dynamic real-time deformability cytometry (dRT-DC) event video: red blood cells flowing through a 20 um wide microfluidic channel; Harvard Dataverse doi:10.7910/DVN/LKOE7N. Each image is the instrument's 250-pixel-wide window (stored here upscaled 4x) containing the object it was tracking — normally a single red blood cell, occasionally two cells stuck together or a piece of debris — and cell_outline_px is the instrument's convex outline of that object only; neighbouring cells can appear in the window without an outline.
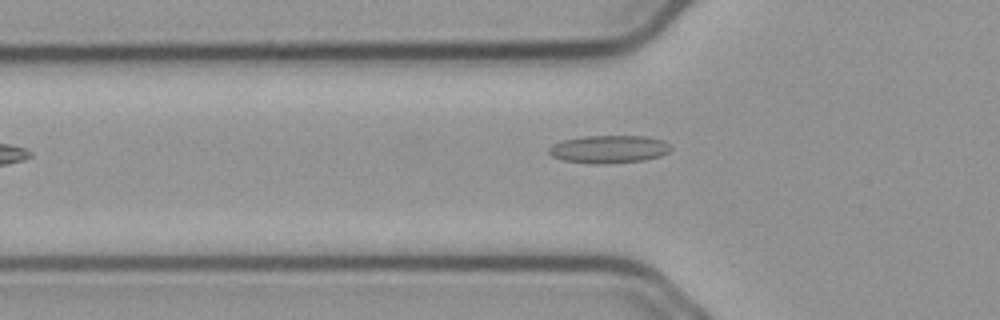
{"species": "common noctule bat (a hibernating species)", "species_latin": "Nyctalus noctula", "temperature_condition": "cold", "stored_images_in_passage": 35, "camera_frame_rate_fps": 3000, "um_per_image_px": 0.085, "animal": {"sex": "male", "body_mass_g": 23.1, "forearm_length_mm": 52.7}, "frame": {"image": 1, "passage_image": 4, "time_ms": 1.0, "image_size_px": [1000, 320], "cell_outline_px": [[672, 148], [668, 152], [660, 156], [644, 160], [608, 164], [592, 164], [564, 160], [552, 156], [548, 152], [548, 148], [552, 144], [560, 140], [584, 136], [644, 136], [660, 140], [668, 144]], "centroid_in_image_um": [51.71, 12.68], "position_along_channel_um": 74.1, "area_um2": 19.83}}
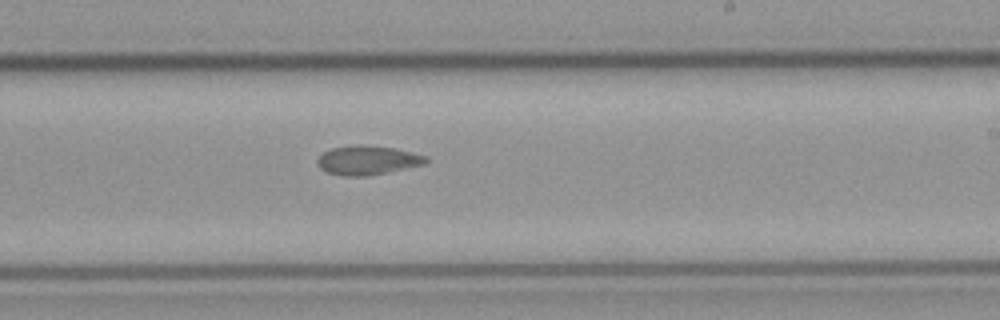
{"frame": {"image": 2, "passage_image": 19, "time_ms": 6.0, "image_size_px": [1000, 320], "cell_outline_px": [[428, 160], [424, 164], [388, 172], [364, 176], [340, 176], [328, 172], [320, 168], [316, 160], [324, 152], [332, 148], [356, 144], [368, 144], [396, 148], [428, 156]], "centroid_in_image_um": [31.25, 13.6], "position_along_channel_um": 257.8, "area_um2": 18.55}}
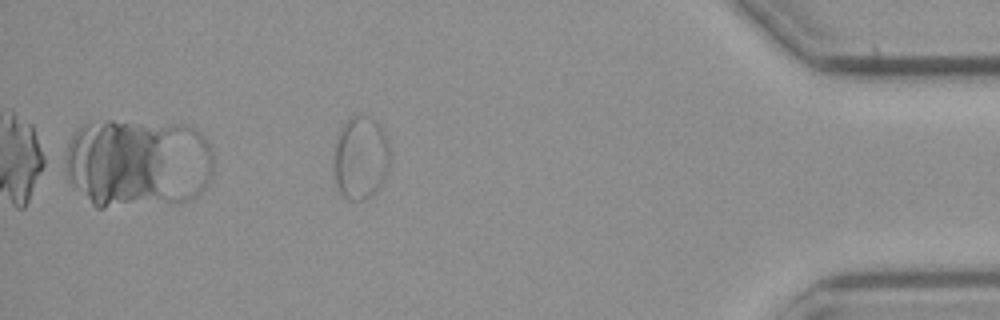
{"frame": {"image": 3, "passage_image": 35, "time_ms": 11.333, "image_size_px": [1000, 320], "cell_outline_px": [[388, 164], [384, 176], [376, 192], [364, 200], [348, 200], [340, 192], [336, 184], [332, 156], [336, 140], [340, 128], [352, 116], [360, 112], [376, 120], [380, 124], [388, 148]], "centroid_in_image_um": [30.6, 13.39], "position_along_channel_um": 404.6, "area_um2": 27.22}, "authors_computed_cell_mechanics": {"area_um2": 18.3804, "velocity_mm_per_s": 3.6527, "shape_relaxation_time_tau1_ms": null, "shape_relaxation_time_tau2_ms": 1.3989, "deformation_change_tau1": null, "deformation_change_tau2": 0.0552}}